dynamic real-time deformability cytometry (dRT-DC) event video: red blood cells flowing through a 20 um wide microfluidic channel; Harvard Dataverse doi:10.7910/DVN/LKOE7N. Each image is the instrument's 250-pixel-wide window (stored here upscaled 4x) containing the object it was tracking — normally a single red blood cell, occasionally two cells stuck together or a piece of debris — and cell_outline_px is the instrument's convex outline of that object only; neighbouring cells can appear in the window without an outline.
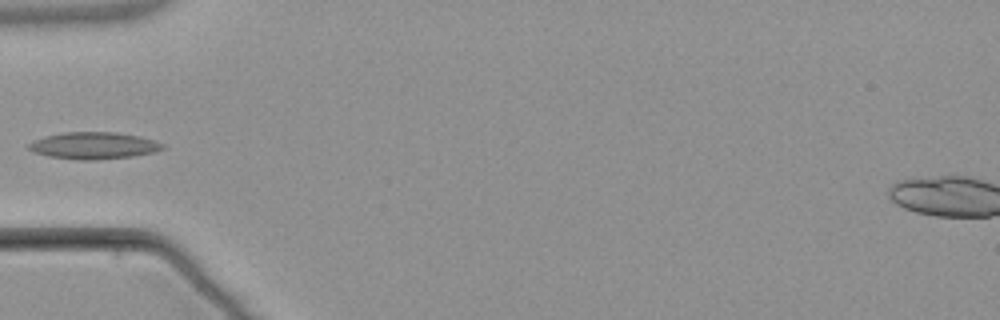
{"species": "common noctule bat (a hibernating species)", "species_latin": "Nyctalus noctula", "temperature_condition": "warm", "stored_images_in_passage": 6, "camera_frame_rate_fps": 3000, "um_per_image_px": 0.085, "animal": {"sex": "male", "body_mass_g": 21.5, "forearm_length_mm": 52.0}, "frame": {"image": 1, "passage_image": 6, "time_ms": 6.0, "image_size_px": [1000, 320], "cell_outline_px": [[168, 148], [156, 152], [132, 156], [96, 160], [80, 160], [48, 156], [36, 152], [28, 148], [28, 144], [32, 140], [44, 136], [64, 132], [116, 132], [140, 136], [164, 144]], "centroid_in_image_um": [8.0, 12.37], "position_along_channel_um": 77.0, "area_um2": 21.1}}